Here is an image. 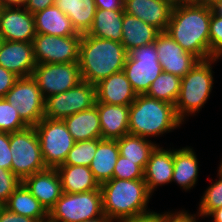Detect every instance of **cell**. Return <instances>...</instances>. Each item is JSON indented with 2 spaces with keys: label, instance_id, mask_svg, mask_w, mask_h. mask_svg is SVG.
I'll return each mask as SVG.
<instances>
[{
  "label": "cell",
  "instance_id": "43",
  "mask_svg": "<svg viewBox=\"0 0 222 222\" xmlns=\"http://www.w3.org/2000/svg\"><path fill=\"white\" fill-rule=\"evenodd\" d=\"M55 0H25L24 8L31 14L44 10L47 7L53 6Z\"/></svg>",
  "mask_w": 222,
  "mask_h": 222
},
{
  "label": "cell",
  "instance_id": "22",
  "mask_svg": "<svg viewBox=\"0 0 222 222\" xmlns=\"http://www.w3.org/2000/svg\"><path fill=\"white\" fill-rule=\"evenodd\" d=\"M35 30L38 34L54 36H82L72 25L70 18L53 5L33 14Z\"/></svg>",
  "mask_w": 222,
  "mask_h": 222
},
{
  "label": "cell",
  "instance_id": "1",
  "mask_svg": "<svg viewBox=\"0 0 222 222\" xmlns=\"http://www.w3.org/2000/svg\"><path fill=\"white\" fill-rule=\"evenodd\" d=\"M212 8L184 1L173 6L166 32L186 51L199 60L210 54L209 26Z\"/></svg>",
  "mask_w": 222,
  "mask_h": 222
},
{
  "label": "cell",
  "instance_id": "36",
  "mask_svg": "<svg viewBox=\"0 0 222 222\" xmlns=\"http://www.w3.org/2000/svg\"><path fill=\"white\" fill-rule=\"evenodd\" d=\"M113 178L127 180L143 179L144 170L134 162L119 155L113 171Z\"/></svg>",
  "mask_w": 222,
  "mask_h": 222
},
{
  "label": "cell",
  "instance_id": "45",
  "mask_svg": "<svg viewBox=\"0 0 222 222\" xmlns=\"http://www.w3.org/2000/svg\"><path fill=\"white\" fill-rule=\"evenodd\" d=\"M124 222H165L164 213L152 212L148 215L136 217L134 219L126 220Z\"/></svg>",
  "mask_w": 222,
  "mask_h": 222
},
{
  "label": "cell",
  "instance_id": "16",
  "mask_svg": "<svg viewBox=\"0 0 222 222\" xmlns=\"http://www.w3.org/2000/svg\"><path fill=\"white\" fill-rule=\"evenodd\" d=\"M0 65L16 76H32L37 63L32 42L2 41Z\"/></svg>",
  "mask_w": 222,
  "mask_h": 222
},
{
  "label": "cell",
  "instance_id": "9",
  "mask_svg": "<svg viewBox=\"0 0 222 222\" xmlns=\"http://www.w3.org/2000/svg\"><path fill=\"white\" fill-rule=\"evenodd\" d=\"M123 71L137 95L145 94L163 71L155 43L130 50Z\"/></svg>",
  "mask_w": 222,
  "mask_h": 222
},
{
  "label": "cell",
  "instance_id": "6",
  "mask_svg": "<svg viewBox=\"0 0 222 222\" xmlns=\"http://www.w3.org/2000/svg\"><path fill=\"white\" fill-rule=\"evenodd\" d=\"M103 215L101 189L84 193H62L48 212V222H82Z\"/></svg>",
  "mask_w": 222,
  "mask_h": 222
},
{
  "label": "cell",
  "instance_id": "11",
  "mask_svg": "<svg viewBox=\"0 0 222 222\" xmlns=\"http://www.w3.org/2000/svg\"><path fill=\"white\" fill-rule=\"evenodd\" d=\"M32 77L44 99L66 92L82 81L78 62L37 64Z\"/></svg>",
  "mask_w": 222,
  "mask_h": 222
},
{
  "label": "cell",
  "instance_id": "27",
  "mask_svg": "<svg viewBox=\"0 0 222 222\" xmlns=\"http://www.w3.org/2000/svg\"><path fill=\"white\" fill-rule=\"evenodd\" d=\"M63 193H84L100 189L90 167L60 165L57 168Z\"/></svg>",
  "mask_w": 222,
  "mask_h": 222
},
{
  "label": "cell",
  "instance_id": "37",
  "mask_svg": "<svg viewBox=\"0 0 222 222\" xmlns=\"http://www.w3.org/2000/svg\"><path fill=\"white\" fill-rule=\"evenodd\" d=\"M210 54L213 58L222 52V18L211 12L210 26Z\"/></svg>",
  "mask_w": 222,
  "mask_h": 222
},
{
  "label": "cell",
  "instance_id": "54",
  "mask_svg": "<svg viewBox=\"0 0 222 222\" xmlns=\"http://www.w3.org/2000/svg\"><path fill=\"white\" fill-rule=\"evenodd\" d=\"M219 168L222 170V160H221V162L219 164Z\"/></svg>",
  "mask_w": 222,
  "mask_h": 222
},
{
  "label": "cell",
  "instance_id": "34",
  "mask_svg": "<svg viewBox=\"0 0 222 222\" xmlns=\"http://www.w3.org/2000/svg\"><path fill=\"white\" fill-rule=\"evenodd\" d=\"M217 179L213 181L206 191L201 196V200L198 207V213L202 218L207 217L213 210L222 207V170L219 168Z\"/></svg>",
  "mask_w": 222,
  "mask_h": 222
},
{
  "label": "cell",
  "instance_id": "48",
  "mask_svg": "<svg viewBox=\"0 0 222 222\" xmlns=\"http://www.w3.org/2000/svg\"><path fill=\"white\" fill-rule=\"evenodd\" d=\"M190 1L195 4L212 7L215 3H217L221 0H190Z\"/></svg>",
  "mask_w": 222,
  "mask_h": 222
},
{
  "label": "cell",
  "instance_id": "38",
  "mask_svg": "<svg viewBox=\"0 0 222 222\" xmlns=\"http://www.w3.org/2000/svg\"><path fill=\"white\" fill-rule=\"evenodd\" d=\"M22 181L11 171L0 168V202L4 205Z\"/></svg>",
  "mask_w": 222,
  "mask_h": 222
},
{
  "label": "cell",
  "instance_id": "4",
  "mask_svg": "<svg viewBox=\"0 0 222 222\" xmlns=\"http://www.w3.org/2000/svg\"><path fill=\"white\" fill-rule=\"evenodd\" d=\"M183 124L175 105L145 94L137 95L129 106V134L150 139L172 132Z\"/></svg>",
  "mask_w": 222,
  "mask_h": 222
},
{
  "label": "cell",
  "instance_id": "3",
  "mask_svg": "<svg viewBox=\"0 0 222 222\" xmlns=\"http://www.w3.org/2000/svg\"><path fill=\"white\" fill-rule=\"evenodd\" d=\"M127 56L128 52L120 42L82 34L78 61L82 81L95 85L122 71Z\"/></svg>",
  "mask_w": 222,
  "mask_h": 222
},
{
  "label": "cell",
  "instance_id": "25",
  "mask_svg": "<svg viewBox=\"0 0 222 222\" xmlns=\"http://www.w3.org/2000/svg\"><path fill=\"white\" fill-rule=\"evenodd\" d=\"M159 33L160 31L154 26L138 19L136 16L124 13L121 43L127 52L154 43Z\"/></svg>",
  "mask_w": 222,
  "mask_h": 222
},
{
  "label": "cell",
  "instance_id": "20",
  "mask_svg": "<svg viewBox=\"0 0 222 222\" xmlns=\"http://www.w3.org/2000/svg\"><path fill=\"white\" fill-rule=\"evenodd\" d=\"M95 88L100 103L130 106L137 97L123 70L99 81Z\"/></svg>",
  "mask_w": 222,
  "mask_h": 222
},
{
  "label": "cell",
  "instance_id": "12",
  "mask_svg": "<svg viewBox=\"0 0 222 222\" xmlns=\"http://www.w3.org/2000/svg\"><path fill=\"white\" fill-rule=\"evenodd\" d=\"M4 98L29 127H34L44 118L45 99L32 76L18 78Z\"/></svg>",
  "mask_w": 222,
  "mask_h": 222
},
{
  "label": "cell",
  "instance_id": "40",
  "mask_svg": "<svg viewBox=\"0 0 222 222\" xmlns=\"http://www.w3.org/2000/svg\"><path fill=\"white\" fill-rule=\"evenodd\" d=\"M197 214V215H196ZM196 214H189L185 209L164 212V221L165 222H198V217H202L198 212Z\"/></svg>",
  "mask_w": 222,
  "mask_h": 222
},
{
  "label": "cell",
  "instance_id": "51",
  "mask_svg": "<svg viewBox=\"0 0 222 222\" xmlns=\"http://www.w3.org/2000/svg\"><path fill=\"white\" fill-rule=\"evenodd\" d=\"M165 1L169 2L173 6H177L180 3H183L185 0H165Z\"/></svg>",
  "mask_w": 222,
  "mask_h": 222
},
{
  "label": "cell",
  "instance_id": "52",
  "mask_svg": "<svg viewBox=\"0 0 222 222\" xmlns=\"http://www.w3.org/2000/svg\"><path fill=\"white\" fill-rule=\"evenodd\" d=\"M221 57H222V52L217 56V60H220Z\"/></svg>",
  "mask_w": 222,
  "mask_h": 222
},
{
  "label": "cell",
  "instance_id": "18",
  "mask_svg": "<svg viewBox=\"0 0 222 222\" xmlns=\"http://www.w3.org/2000/svg\"><path fill=\"white\" fill-rule=\"evenodd\" d=\"M173 5L165 0H124V13L154 26L160 32H166Z\"/></svg>",
  "mask_w": 222,
  "mask_h": 222
},
{
  "label": "cell",
  "instance_id": "2",
  "mask_svg": "<svg viewBox=\"0 0 222 222\" xmlns=\"http://www.w3.org/2000/svg\"><path fill=\"white\" fill-rule=\"evenodd\" d=\"M100 189L103 212L112 222H124L154 212L148 209L152 195L144 179L112 178L101 184Z\"/></svg>",
  "mask_w": 222,
  "mask_h": 222
},
{
  "label": "cell",
  "instance_id": "32",
  "mask_svg": "<svg viewBox=\"0 0 222 222\" xmlns=\"http://www.w3.org/2000/svg\"><path fill=\"white\" fill-rule=\"evenodd\" d=\"M181 78L163 72L152 82L145 95L175 105L180 92Z\"/></svg>",
  "mask_w": 222,
  "mask_h": 222
},
{
  "label": "cell",
  "instance_id": "41",
  "mask_svg": "<svg viewBox=\"0 0 222 222\" xmlns=\"http://www.w3.org/2000/svg\"><path fill=\"white\" fill-rule=\"evenodd\" d=\"M18 76L6 70L0 65V98H4L7 92L14 86Z\"/></svg>",
  "mask_w": 222,
  "mask_h": 222
},
{
  "label": "cell",
  "instance_id": "8",
  "mask_svg": "<svg viewBox=\"0 0 222 222\" xmlns=\"http://www.w3.org/2000/svg\"><path fill=\"white\" fill-rule=\"evenodd\" d=\"M41 153L47 168H57L64 164L75 140L63 120L42 118L35 126Z\"/></svg>",
  "mask_w": 222,
  "mask_h": 222
},
{
  "label": "cell",
  "instance_id": "23",
  "mask_svg": "<svg viewBox=\"0 0 222 222\" xmlns=\"http://www.w3.org/2000/svg\"><path fill=\"white\" fill-rule=\"evenodd\" d=\"M199 162L196 152L190 146L174 149V168L172 182L190 191L198 181Z\"/></svg>",
  "mask_w": 222,
  "mask_h": 222
},
{
  "label": "cell",
  "instance_id": "39",
  "mask_svg": "<svg viewBox=\"0 0 222 222\" xmlns=\"http://www.w3.org/2000/svg\"><path fill=\"white\" fill-rule=\"evenodd\" d=\"M10 133L0 132V168L11 170Z\"/></svg>",
  "mask_w": 222,
  "mask_h": 222
},
{
  "label": "cell",
  "instance_id": "13",
  "mask_svg": "<svg viewBox=\"0 0 222 222\" xmlns=\"http://www.w3.org/2000/svg\"><path fill=\"white\" fill-rule=\"evenodd\" d=\"M81 38L82 36L61 37L36 33L32 41L36 63L78 62Z\"/></svg>",
  "mask_w": 222,
  "mask_h": 222
},
{
  "label": "cell",
  "instance_id": "30",
  "mask_svg": "<svg viewBox=\"0 0 222 222\" xmlns=\"http://www.w3.org/2000/svg\"><path fill=\"white\" fill-rule=\"evenodd\" d=\"M3 206L10 212L33 218L38 222H48V212L23 183L10 195Z\"/></svg>",
  "mask_w": 222,
  "mask_h": 222
},
{
  "label": "cell",
  "instance_id": "14",
  "mask_svg": "<svg viewBox=\"0 0 222 222\" xmlns=\"http://www.w3.org/2000/svg\"><path fill=\"white\" fill-rule=\"evenodd\" d=\"M154 43L163 72L183 78L199 61L192 53L186 52L167 32H160Z\"/></svg>",
  "mask_w": 222,
  "mask_h": 222
},
{
  "label": "cell",
  "instance_id": "33",
  "mask_svg": "<svg viewBox=\"0 0 222 222\" xmlns=\"http://www.w3.org/2000/svg\"><path fill=\"white\" fill-rule=\"evenodd\" d=\"M96 150L97 139L75 142L73 148L68 152L64 164L62 165L90 167V164L95 156Z\"/></svg>",
  "mask_w": 222,
  "mask_h": 222
},
{
  "label": "cell",
  "instance_id": "19",
  "mask_svg": "<svg viewBox=\"0 0 222 222\" xmlns=\"http://www.w3.org/2000/svg\"><path fill=\"white\" fill-rule=\"evenodd\" d=\"M174 168V149H164L157 145L152 151L144 169V181L152 195L156 188L172 183Z\"/></svg>",
  "mask_w": 222,
  "mask_h": 222
},
{
  "label": "cell",
  "instance_id": "49",
  "mask_svg": "<svg viewBox=\"0 0 222 222\" xmlns=\"http://www.w3.org/2000/svg\"><path fill=\"white\" fill-rule=\"evenodd\" d=\"M212 12L222 18V0L215 3L212 7Z\"/></svg>",
  "mask_w": 222,
  "mask_h": 222
},
{
  "label": "cell",
  "instance_id": "29",
  "mask_svg": "<svg viewBox=\"0 0 222 222\" xmlns=\"http://www.w3.org/2000/svg\"><path fill=\"white\" fill-rule=\"evenodd\" d=\"M124 10L97 9L93 24L86 35L122 42Z\"/></svg>",
  "mask_w": 222,
  "mask_h": 222
},
{
  "label": "cell",
  "instance_id": "31",
  "mask_svg": "<svg viewBox=\"0 0 222 222\" xmlns=\"http://www.w3.org/2000/svg\"><path fill=\"white\" fill-rule=\"evenodd\" d=\"M117 144L119 147V154L125 159L134 162L143 170L146 167L152 151L158 145L149 139L129 133L117 139Z\"/></svg>",
  "mask_w": 222,
  "mask_h": 222
},
{
  "label": "cell",
  "instance_id": "7",
  "mask_svg": "<svg viewBox=\"0 0 222 222\" xmlns=\"http://www.w3.org/2000/svg\"><path fill=\"white\" fill-rule=\"evenodd\" d=\"M10 150L12 154L11 171L21 181L36 172L47 169L34 127L10 133Z\"/></svg>",
  "mask_w": 222,
  "mask_h": 222
},
{
  "label": "cell",
  "instance_id": "28",
  "mask_svg": "<svg viewBox=\"0 0 222 222\" xmlns=\"http://www.w3.org/2000/svg\"><path fill=\"white\" fill-rule=\"evenodd\" d=\"M54 5L70 18L78 33L89 31L97 10L95 0H55Z\"/></svg>",
  "mask_w": 222,
  "mask_h": 222
},
{
  "label": "cell",
  "instance_id": "21",
  "mask_svg": "<svg viewBox=\"0 0 222 222\" xmlns=\"http://www.w3.org/2000/svg\"><path fill=\"white\" fill-rule=\"evenodd\" d=\"M102 139L117 140L129 133V106L96 102Z\"/></svg>",
  "mask_w": 222,
  "mask_h": 222
},
{
  "label": "cell",
  "instance_id": "35",
  "mask_svg": "<svg viewBox=\"0 0 222 222\" xmlns=\"http://www.w3.org/2000/svg\"><path fill=\"white\" fill-rule=\"evenodd\" d=\"M27 127L18 111L5 98H0V132L13 133Z\"/></svg>",
  "mask_w": 222,
  "mask_h": 222
},
{
  "label": "cell",
  "instance_id": "50",
  "mask_svg": "<svg viewBox=\"0 0 222 222\" xmlns=\"http://www.w3.org/2000/svg\"><path fill=\"white\" fill-rule=\"evenodd\" d=\"M82 222H112L105 214L103 216Z\"/></svg>",
  "mask_w": 222,
  "mask_h": 222
},
{
  "label": "cell",
  "instance_id": "42",
  "mask_svg": "<svg viewBox=\"0 0 222 222\" xmlns=\"http://www.w3.org/2000/svg\"><path fill=\"white\" fill-rule=\"evenodd\" d=\"M0 222H38L37 220L10 212L6 207L0 209Z\"/></svg>",
  "mask_w": 222,
  "mask_h": 222
},
{
  "label": "cell",
  "instance_id": "53",
  "mask_svg": "<svg viewBox=\"0 0 222 222\" xmlns=\"http://www.w3.org/2000/svg\"><path fill=\"white\" fill-rule=\"evenodd\" d=\"M2 41H3V39L0 37V48L2 46Z\"/></svg>",
  "mask_w": 222,
  "mask_h": 222
},
{
  "label": "cell",
  "instance_id": "26",
  "mask_svg": "<svg viewBox=\"0 0 222 222\" xmlns=\"http://www.w3.org/2000/svg\"><path fill=\"white\" fill-rule=\"evenodd\" d=\"M119 155L117 140L97 139V150L90 164V170L99 185L113 178Z\"/></svg>",
  "mask_w": 222,
  "mask_h": 222
},
{
  "label": "cell",
  "instance_id": "44",
  "mask_svg": "<svg viewBox=\"0 0 222 222\" xmlns=\"http://www.w3.org/2000/svg\"><path fill=\"white\" fill-rule=\"evenodd\" d=\"M97 9L123 10L124 0H95Z\"/></svg>",
  "mask_w": 222,
  "mask_h": 222
},
{
  "label": "cell",
  "instance_id": "15",
  "mask_svg": "<svg viewBox=\"0 0 222 222\" xmlns=\"http://www.w3.org/2000/svg\"><path fill=\"white\" fill-rule=\"evenodd\" d=\"M35 36L33 14L23 6H0V37L3 40L32 42Z\"/></svg>",
  "mask_w": 222,
  "mask_h": 222
},
{
  "label": "cell",
  "instance_id": "46",
  "mask_svg": "<svg viewBox=\"0 0 222 222\" xmlns=\"http://www.w3.org/2000/svg\"><path fill=\"white\" fill-rule=\"evenodd\" d=\"M25 0H0V6L4 7H22Z\"/></svg>",
  "mask_w": 222,
  "mask_h": 222
},
{
  "label": "cell",
  "instance_id": "47",
  "mask_svg": "<svg viewBox=\"0 0 222 222\" xmlns=\"http://www.w3.org/2000/svg\"><path fill=\"white\" fill-rule=\"evenodd\" d=\"M207 217H212V222H222V207L213 210Z\"/></svg>",
  "mask_w": 222,
  "mask_h": 222
},
{
  "label": "cell",
  "instance_id": "5",
  "mask_svg": "<svg viewBox=\"0 0 222 222\" xmlns=\"http://www.w3.org/2000/svg\"><path fill=\"white\" fill-rule=\"evenodd\" d=\"M217 61V58L199 60L181 78L180 92L175 103V110L178 118L183 123L190 115L194 116L196 113H199L200 109L205 106L204 104L210 98L214 84L212 65L217 63Z\"/></svg>",
  "mask_w": 222,
  "mask_h": 222
},
{
  "label": "cell",
  "instance_id": "17",
  "mask_svg": "<svg viewBox=\"0 0 222 222\" xmlns=\"http://www.w3.org/2000/svg\"><path fill=\"white\" fill-rule=\"evenodd\" d=\"M22 183L49 212L62 195V185L56 168H47L26 177Z\"/></svg>",
  "mask_w": 222,
  "mask_h": 222
},
{
  "label": "cell",
  "instance_id": "24",
  "mask_svg": "<svg viewBox=\"0 0 222 222\" xmlns=\"http://www.w3.org/2000/svg\"><path fill=\"white\" fill-rule=\"evenodd\" d=\"M63 121L75 142L102 139L99 113L96 106L70 115Z\"/></svg>",
  "mask_w": 222,
  "mask_h": 222
},
{
  "label": "cell",
  "instance_id": "10",
  "mask_svg": "<svg viewBox=\"0 0 222 222\" xmlns=\"http://www.w3.org/2000/svg\"><path fill=\"white\" fill-rule=\"evenodd\" d=\"M96 102L95 85L81 81L66 92L45 98L44 117L63 120L70 115L96 106Z\"/></svg>",
  "mask_w": 222,
  "mask_h": 222
}]
</instances>
